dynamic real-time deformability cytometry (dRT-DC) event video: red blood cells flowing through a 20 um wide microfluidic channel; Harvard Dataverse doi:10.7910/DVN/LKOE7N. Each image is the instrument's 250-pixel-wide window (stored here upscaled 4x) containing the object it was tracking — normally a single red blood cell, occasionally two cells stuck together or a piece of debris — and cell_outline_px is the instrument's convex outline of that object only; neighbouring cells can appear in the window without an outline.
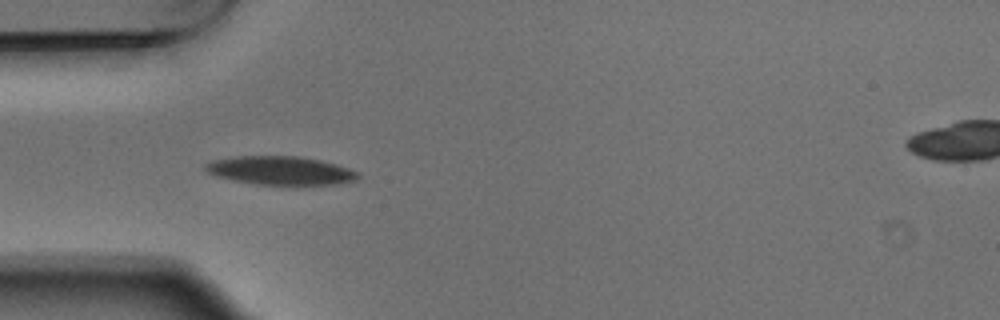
{"species": "Egyptian fruit bat (a non-hibernating species)", "species_latin": "Rousettus aegyptiacus", "temperature_condition": "warm", "stored_images_in_passage": 5, "camera_frame_rate_fps": 3000, "um_per_image_px": 0.085, "animal": {"sex": "male"}, "frame": {"image": 1, "passage_image": 4, "time_ms": 1.0, "image_size_px": [1000, 320], "cell_outline_px": [[360, 176], [356, 180], [340, 184], [260, 184], [236, 180], [216, 176], [208, 172], [204, 168], [204, 164], [216, 160], [236, 156], [300, 156], [320, 160], [336, 164], [360, 172]], "centroid_in_image_um": [23.9, 14.48], "position_along_channel_um": 61.1, "area_um2": 25.09}}
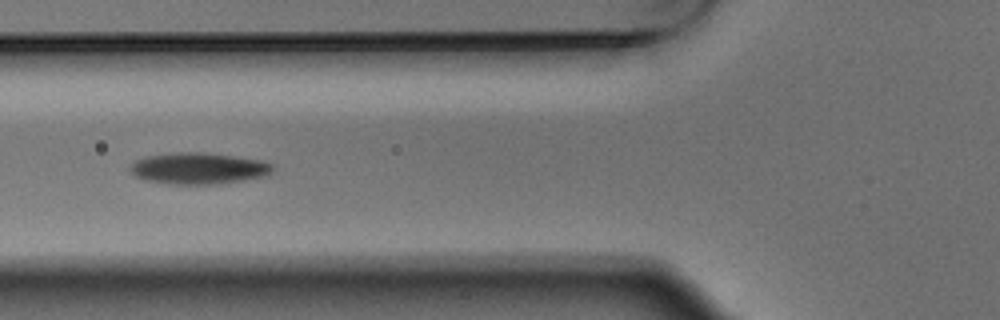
{"frame": {"image": 2, "passage_image": 5, "time_ms": 1.333, "image_size_px": [1000, 320], "cell_outline_px": [[276, 168], [264, 176], [244, 180], [220, 184], [168, 184], [144, 180], [136, 176], [128, 168], [136, 160], [144, 156], [180, 152], [200, 152], [264, 160], [272, 164]], "centroid_in_image_um": [16.88, 14.31], "position_along_channel_um": 108.9, "area_um2": 26.18}}